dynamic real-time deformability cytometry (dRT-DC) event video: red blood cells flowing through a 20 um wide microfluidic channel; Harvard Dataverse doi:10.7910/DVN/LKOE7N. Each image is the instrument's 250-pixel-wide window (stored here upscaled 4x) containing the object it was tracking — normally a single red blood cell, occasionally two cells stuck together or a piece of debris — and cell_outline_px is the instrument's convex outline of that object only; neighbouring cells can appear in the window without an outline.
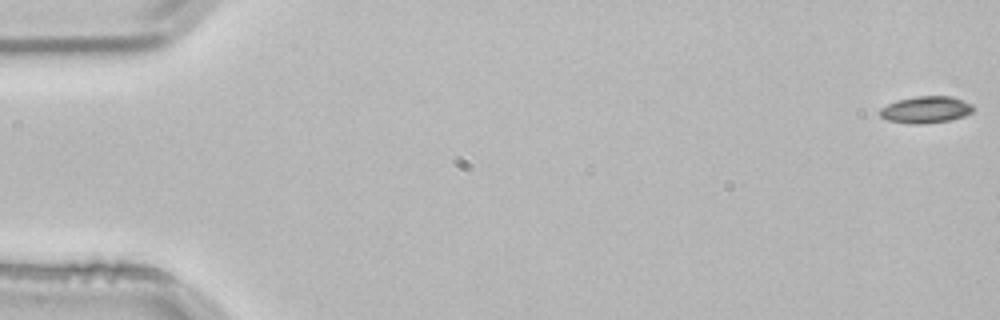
{"species": "common noctule bat (a hibernating species)", "species_latin": "Nyctalus noctula", "temperature_condition": "room temperature", "stored_images_in_passage": 8, "camera_frame_rate_fps": 3000, "um_per_image_px": 0.085, "animal": {"sex": "male", "body_mass_g": 21.5, "forearm_length_mm": 52.0}, "frame": {"image": 1, "passage_image": 1, "time_ms": 0.0, "image_size_px": [1000, 320], "cell_outline_px": [[972, 112], [964, 116], [948, 120], [920, 124], [912, 124], [888, 120], [880, 116], [880, 108], [896, 100], [916, 96], [952, 96], [972, 104]], "centroid_in_image_um": [78.68, 9.31], "position_along_channel_um": 6.3, "area_um2": 14.45}}